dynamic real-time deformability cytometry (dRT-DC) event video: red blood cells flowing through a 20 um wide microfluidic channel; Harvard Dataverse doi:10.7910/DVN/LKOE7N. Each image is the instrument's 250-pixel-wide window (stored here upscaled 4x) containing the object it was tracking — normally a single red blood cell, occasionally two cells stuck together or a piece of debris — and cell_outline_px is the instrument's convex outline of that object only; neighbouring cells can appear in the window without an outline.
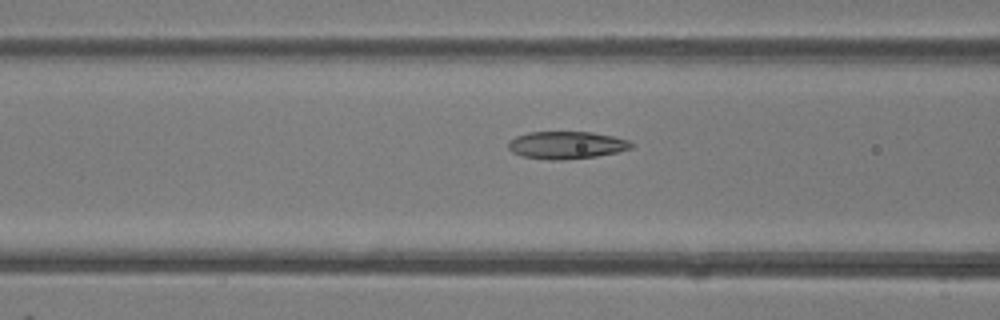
{"species": "common noctule bat (a hibernating species)", "species_latin": "Nyctalus noctula", "temperature_condition": "room temperature", "stored_images_in_passage": 38, "camera_frame_rate_fps": 3000, "um_per_image_px": 0.085, "animal": {"sex": "female"}, "frame": {"image": 1, "passage_image": 10, "time_ms": 3.0, "image_size_px": [1000, 320], "cell_outline_px": [[632, 148], [616, 152], [596, 156], [564, 160], [548, 160], [524, 156], [512, 152], [508, 148], [508, 140], [516, 136], [528, 132], [592, 132], [612, 136], [628, 140], [632, 144]], "centroid_in_image_um": [48.11, 12.33], "position_along_channel_um": 118.5, "area_um2": 19.65}}
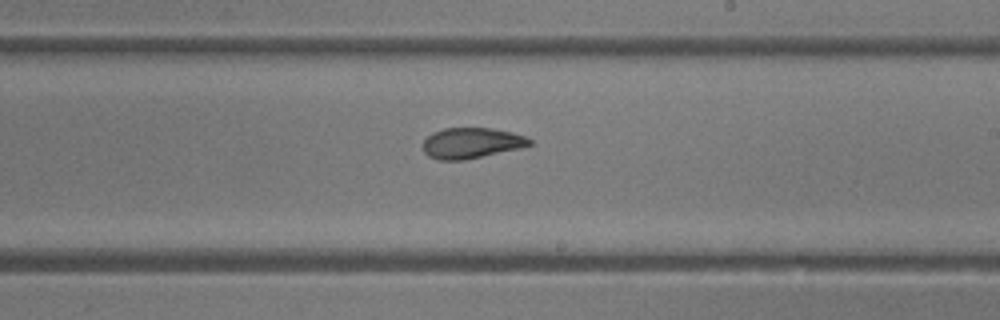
{"frame": {"image": 2, "passage_image": 19, "time_ms": 6.0, "image_size_px": [1000, 320], "cell_outline_px": [[532, 144], [520, 148], [464, 160], [436, 160], [428, 156], [424, 152], [424, 140], [432, 132], [444, 128], [492, 128], [512, 132], [524, 136], [532, 140]], "centroid_in_image_um": [40.06, 12.16], "position_along_channel_um": 248.9, "area_um2": 19.02}}
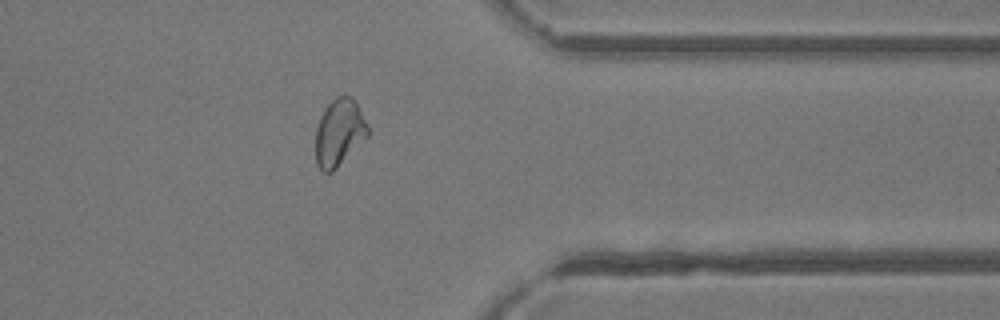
{"frame": {"image": 3, "passage_image": 29, "time_ms": 9.333, "image_size_px": [1000, 320], "cell_outline_px": [[372, 132], [332, 172], [324, 172], [316, 164], [316, 128], [320, 116], [324, 108], [336, 96], [352, 96], [368, 124]], "centroid_in_image_um": [28.85, 11.25], "position_along_channel_um": 382.6, "area_um2": 20.46}, "authors_computed_cell_mechanics": {"area_um2": 20.3745, "velocity_mm_per_s": 4.3498, "shape_relaxation_time_tau1_ms": null, "shape_relaxation_time_tau2_ms": 1.8702, "deformation_change_tau1": null, "deformation_change_tau2": 0.0732}}